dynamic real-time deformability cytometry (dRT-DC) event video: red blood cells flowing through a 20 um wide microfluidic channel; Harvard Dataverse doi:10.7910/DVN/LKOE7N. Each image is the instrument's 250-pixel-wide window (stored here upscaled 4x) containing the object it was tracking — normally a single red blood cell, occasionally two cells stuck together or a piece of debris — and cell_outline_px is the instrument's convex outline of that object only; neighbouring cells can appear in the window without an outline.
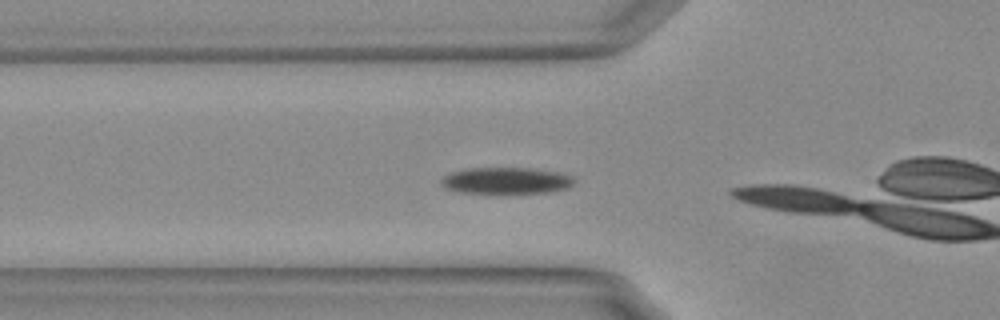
{"species": "Egyptian fruit bat (a non-hibernating species)", "species_latin": "Rousettus aegyptiacus", "temperature_condition": "warm", "stored_images_in_passage": 15, "camera_frame_rate_fps": 3000, "um_per_image_px": 0.085, "animal": {"sex": "female"}, "frame": {"image": 1, "passage_image": 13, "time_ms": 4.0, "image_size_px": [1000, 320], "cell_outline_px": [[576, 180], [568, 188], [552, 192], [504, 196], [496, 196], [460, 192], [444, 188], [440, 184], [440, 180], [444, 176], [452, 172], [464, 168], [532, 168], [556, 172], [572, 176]], "centroid_in_image_um": [43.0, 15.41], "position_along_channel_um": 82.8, "area_um2": 21.79}}